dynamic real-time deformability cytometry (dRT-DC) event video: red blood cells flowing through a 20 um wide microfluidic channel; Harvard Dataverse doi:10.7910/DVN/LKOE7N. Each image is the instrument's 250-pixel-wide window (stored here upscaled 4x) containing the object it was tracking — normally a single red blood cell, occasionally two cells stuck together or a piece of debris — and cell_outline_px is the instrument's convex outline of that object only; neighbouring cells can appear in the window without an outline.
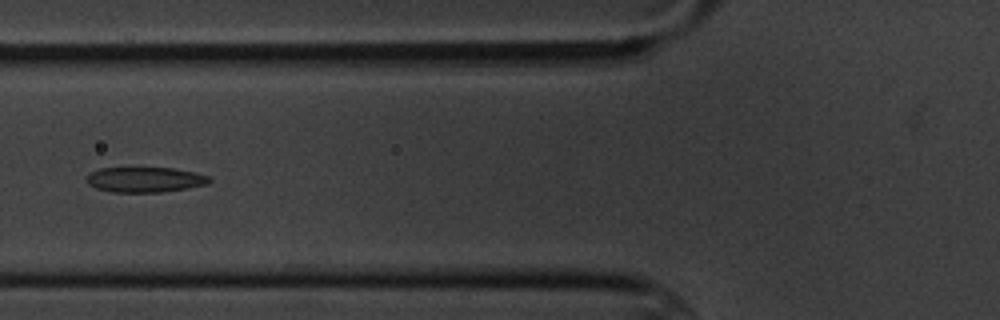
{"species": "common noctule bat (a hibernating species)", "species_latin": "Nyctalus noctula", "temperature_condition": "cold", "stored_images_in_passage": 10, "camera_frame_rate_fps": 3000, "um_per_image_px": 0.085, "animal": {"sex": "male", "body_mass_g": 20.1, "forearm_length_mm": 53.5}, "frame": {"image": 1, "passage_image": 7, "time_ms": 7.0, "image_size_px": [1000, 320], "cell_outline_px": [[212, 180], [208, 184], [188, 188], [160, 192], [112, 192], [96, 188], [88, 184], [88, 176], [92, 172], [100, 168], [172, 168], [196, 172], [208, 176]], "centroid_in_image_um": [12.37, 15.27], "position_along_channel_um": 113.4, "area_um2": 17.92}}
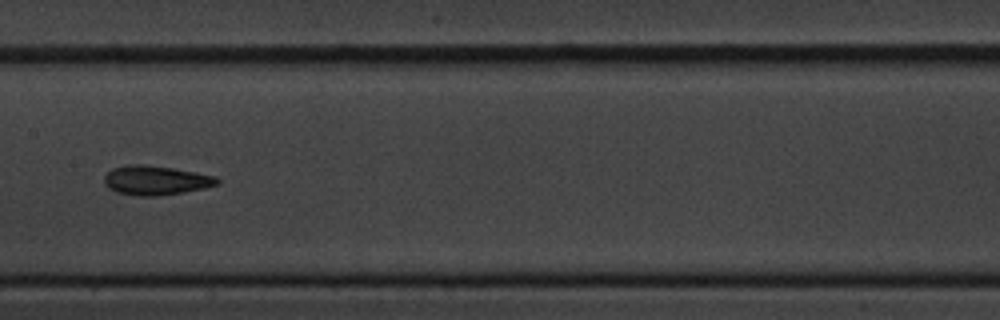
{"frame": {"image": 2, "passage_image": 9, "time_ms": 9.333, "image_size_px": [1000, 320], "cell_outline_px": [[220, 184], [204, 188], [184, 192], [156, 196], [140, 196], [116, 192], [108, 188], [104, 184], [104, 176], [112, 168], [124, 164], [140, 164], [172, 168], [216, 176], [220, 180]], "centroid_in_image_um": [13.22, 15.32], "position_along_channel_um": 194.2, "area_um2": 19.36}}
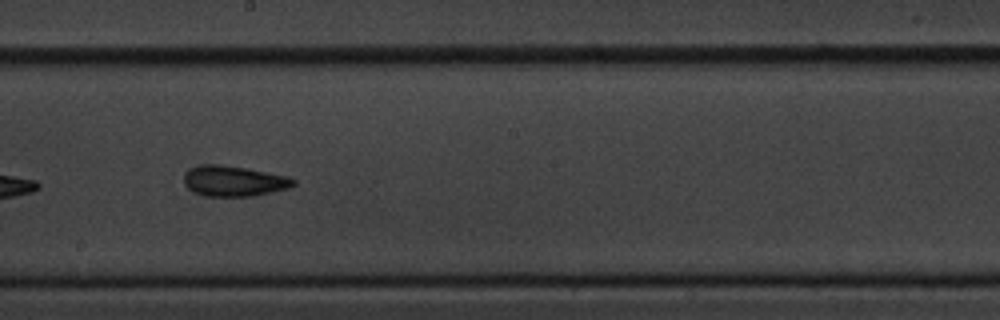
{"frame": {"image": 3, "passage_image": 10, "time_ms": 10.333, "image_size_px": [1000, 320], "cell_outline_px": [[296, 184], [288, 188], [256, 196], [208, 196], [196, 192], [188, 188], [184, 184], [184, 176], [192, 168], [200, 164], [220, 164], [248, 168], [288, 176], [296, 180]], "centroid_in_image_um": [19.92, 15.38], "position_along_channel_um": 228.3, "area_um2": 19.48}}